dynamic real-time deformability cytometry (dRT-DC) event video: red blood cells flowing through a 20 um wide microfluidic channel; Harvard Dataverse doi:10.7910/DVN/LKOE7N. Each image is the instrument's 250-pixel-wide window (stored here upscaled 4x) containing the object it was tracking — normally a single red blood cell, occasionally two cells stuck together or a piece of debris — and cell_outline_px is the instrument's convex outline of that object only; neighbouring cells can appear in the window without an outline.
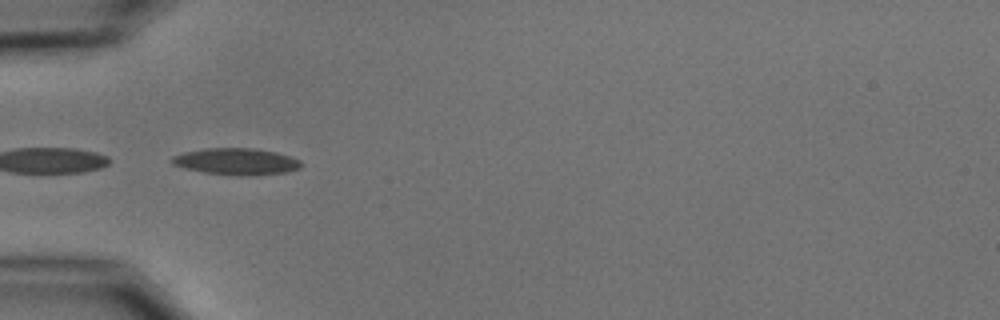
{"species": "common noctule bat (a hibernating species)", "species_latin": "Nyctalus noctula", "temperature_condition": "cold", "stored_images_in_passage": 5, "camera_frame_rate_fps": 3000, "um_per_image_px": 0.085, "animal": {"sex": "male", "body_mass_g": 15.6}, "frame": {"image": 1, "passage_image": 4, "time_ms": 3.667, "image_size_px": [1000, 320], "cell_outline_px": [[304, 164], [300, 168], [288, 172], [252, 176], [236, 176], [204, 172], [184, 168], [172, 164], [172, 156], [184, 152], [204, 148], [252, 148], [276, 152], [300, 160]], "centroid_in_image_um": [20.11, 13.74], "position_along_channel_um": 64.9, "area_um2": 20.23}}